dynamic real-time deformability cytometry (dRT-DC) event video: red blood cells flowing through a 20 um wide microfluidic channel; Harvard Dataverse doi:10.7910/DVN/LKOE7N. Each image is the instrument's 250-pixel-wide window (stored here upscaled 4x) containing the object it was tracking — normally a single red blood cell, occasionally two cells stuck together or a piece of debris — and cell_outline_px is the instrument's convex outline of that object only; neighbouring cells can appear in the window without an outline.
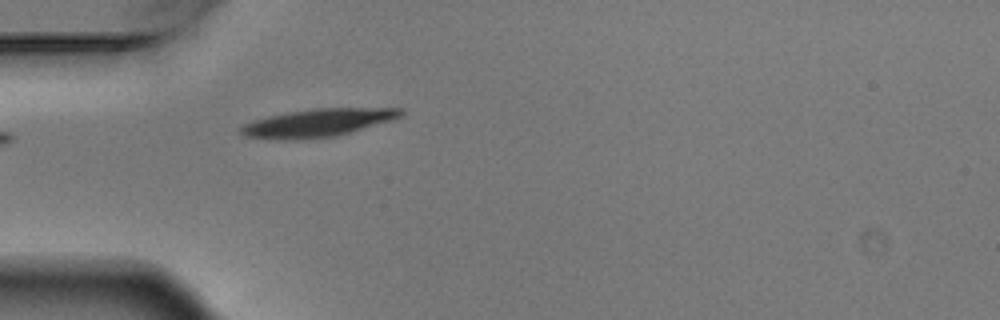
{"species": "Egyptian fruit bat (a non-hibernating species)", "species_latin": "Rousettus aegyptiacus", "temperature_condition": "warm", "stored_images_in_passage": 5, "camera_frame_rate_fps": 3000, "um_per_image_px": 0.085, "animal": {"sex": "male"}, "frame": {"image": 1, "passage_image": 5, "time_ms": 1.333, "image_size_px": [1000, 320], "cell_outline_px": [[404, 112], [400, 116], [392, 120], [348, 132], [332, 136], [244, 136], [240, 132], [240, 128], [244, 124], [252, 120], [268, 116], [288, 112], [316, 108], [404, 108]], "centroid_in_image_um": [27.12, 10.35], "position_along_channel_um": 57.9, "area_um2": 24.28}}